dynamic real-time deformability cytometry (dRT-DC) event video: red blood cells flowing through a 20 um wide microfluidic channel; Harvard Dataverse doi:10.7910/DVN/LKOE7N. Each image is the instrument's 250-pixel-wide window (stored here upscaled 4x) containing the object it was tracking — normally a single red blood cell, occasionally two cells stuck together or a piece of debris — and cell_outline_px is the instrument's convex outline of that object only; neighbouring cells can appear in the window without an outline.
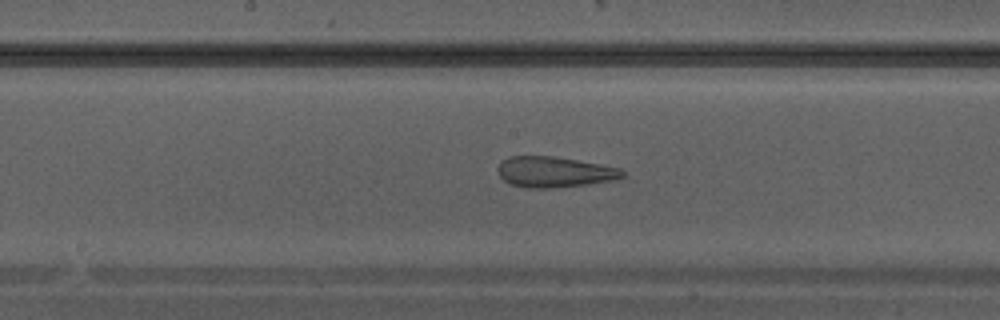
{"species": "Egyptian fruit bat (a non-hibernating species)", "species_latin": "Rousettus aegyptiacus", "temperature_condition": "warm", "stored_images_in_passage": 32, "camera_frame_rate_fps": 3000, "um_per_image_px": 0.085, "animal": {"sex": "male"}, "frame": {"image": 1, "passage_image": 19, "time_ms": 6.0, "image_size_px": [1000, 320], "cell_outline_px": [[624, 176], [616, 180], [588, 184], [552, 188], [524, 188], [512, 184], [504, 180], [500, 176], [496, 168], [508, 156], [552, 156], [576, 160], [620, 168], [624, 172]], "centroid_in_image_um": [47.11, 14.62], "position_along_channel_um": 201.1, "area_um2": 22.2}}
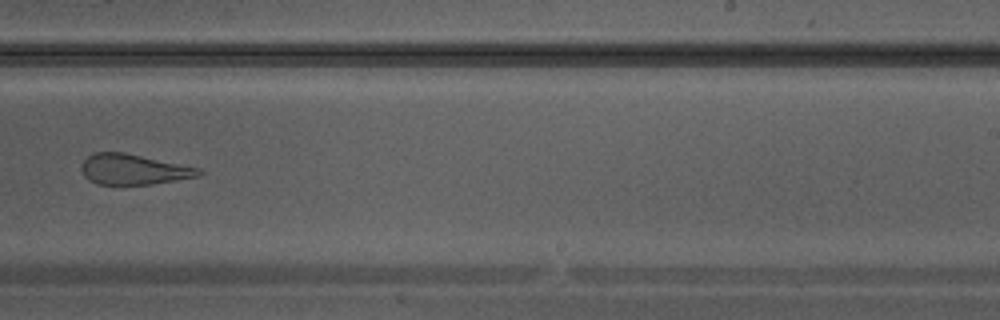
{"frame": {"image": 2, "passage_image": 23, "time_ms": 7.333, "image_size_px": [1000, 320], "cell_outline_px": [[204, 172], [200, 176], [152, 184], [96, 184], [88, 180], [84, 176], [80, 168], [84, 160], [92, 152], [124, 152], [200, 168]], "centroid_in_image_um": [11.34, 14.39], "position_along_channel_um": 277.7, "area_um2": 20.87}}